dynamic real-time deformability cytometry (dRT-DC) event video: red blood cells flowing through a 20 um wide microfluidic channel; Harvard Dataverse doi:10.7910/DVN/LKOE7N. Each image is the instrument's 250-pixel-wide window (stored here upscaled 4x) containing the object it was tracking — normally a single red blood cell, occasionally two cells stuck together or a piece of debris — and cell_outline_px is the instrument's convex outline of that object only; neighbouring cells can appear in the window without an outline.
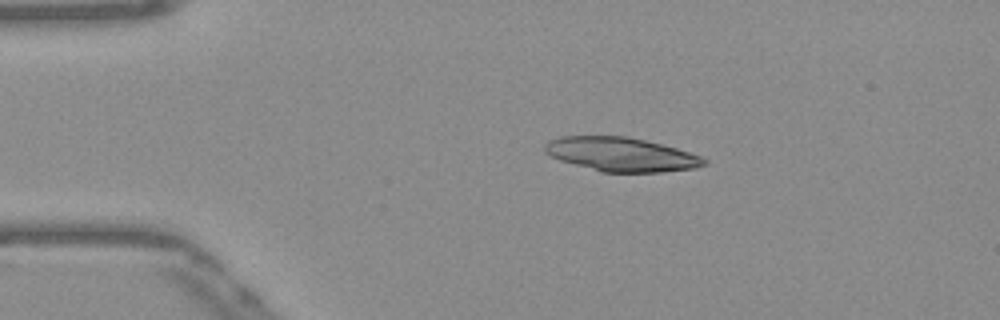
{"species": "Egyptian fruit bat (a non-hibernating species)", "species_latin": "Rousettus aegyptiacus", "temperature_condition": "warm", "stored_images_in_passage": 43, "camera_frame_rate_fps": 3000, "um_per_image_px": 0.085, "frame": {"image": 1, "passage_image": 1, "time_ms": 0.0, "image_size_px": [1000, 320], "cell_outline_px": [[708, 164], [696, 168], [660, 172], [600, 172], [560, 160], [544, 152], [544, 144], [548, 140], [560, 136], [624, 136], [644, 140], [676, 148], [700, 156], [708, 160]], "centroid_in_image_um": [52.78, 13.12], "position_along_channel_um": 32.2, "area_um2": 31.5}}
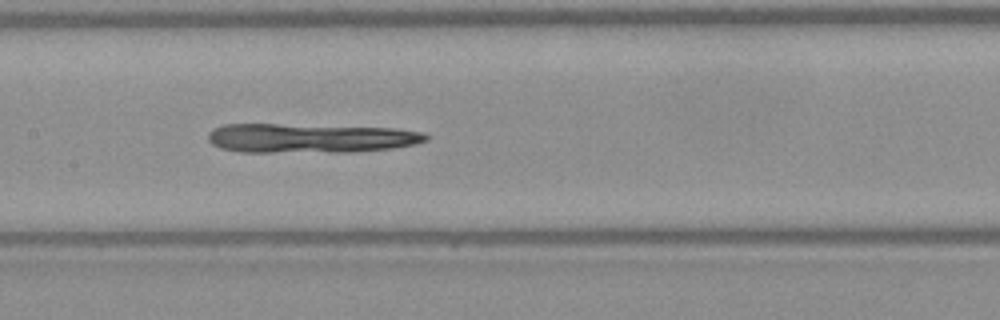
{"frame": {"image": 2, "passage_image": 16, "time_ms": 5.0, "image_size_px": [1000, 320], "cell_outline_px": [[428, 140], [416, 144], [392, 148], [352, 152], [240, 152], [220, 148], [212, 144], [208, 140], [208, 132], [212, 128], [224, 124], [276, 124], [396, 128], [424, 132], [428, 136]], "centroid_in_image_um": [26.36, 11.74], "position_along_channel_um": 181.0, "area_um2": 37.51}}